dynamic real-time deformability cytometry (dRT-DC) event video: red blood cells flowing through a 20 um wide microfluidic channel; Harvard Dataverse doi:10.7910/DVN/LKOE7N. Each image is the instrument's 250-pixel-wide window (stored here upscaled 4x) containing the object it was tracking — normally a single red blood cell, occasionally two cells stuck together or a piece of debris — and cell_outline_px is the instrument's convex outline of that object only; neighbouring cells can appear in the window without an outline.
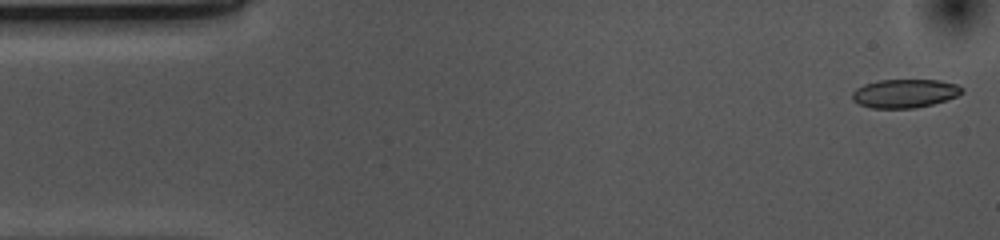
{"species": "common noctule bat (a hibernating species)", "species_latin": "Nyctalus noctula", "temperature_condition": "cold", "stored_images_in_passage": 52, "camera_frame_rate_fps": 3000, "um_per_image_px": 0.085, "animal": {"sex": "female", "body_mass_g": 10.0, "forearm_length_mm": 53.1}, "frame": {"image": 1, "passage_image": 1, "time_ms": 0.0, "image_size_px": [1000, 240], "cell_outline_px": [[964, 92], [956, 96], [932, 104], [916, 108], [872, 108], [860, 104], [852, 100], [852, 92], [856, 88], [864, 84], [880, 80], [940, 80], [956, 84], [964, 88]], "centroid_in_image_um": [76.9, 7.93], "position_along_channel_um": 8.1, "area_um2": 18.26}}
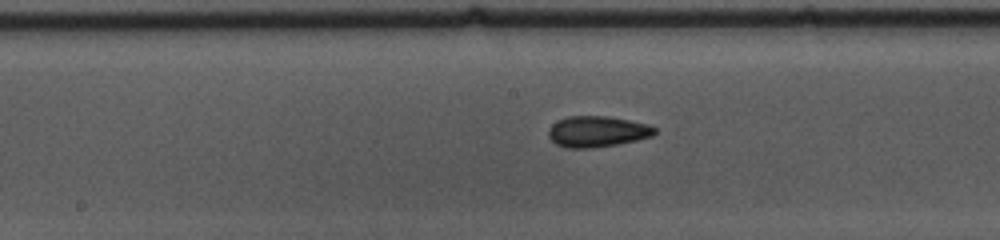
{"frame": {"image": 2, "passage_image": 25, "time_ms": 8.0, "image_size_px": [1000, 240], "cell_outline_px": [[656, 132], [652, 136], [636, 140], [616, 144], [592, 148], [568, 148], [556, 144], [548, 136], [548, 128], [556, 120], [568, 116], [608, 116], [648, 124], [656, 128]], "centroid_in_image_um": [50.73, 11.17], "position_along_channel_um": 197.5, "area_um2": 19.19}}
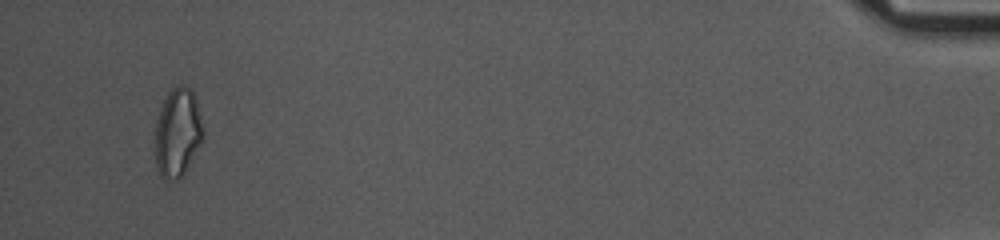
{"frame": {"image": 3, "passage_image": 50, "time_ms": 16.333, "image_size_px": [1000, 240], "cell_outline_px": [[204, 136], [184, 172], [176, 180], [160, 176], [156, 168], [156, 120], [160, 108], [168, 92], [176, 84], [184, 84], [192, 88], [196, 100], [204, 132]], "centroid_in_image_um": [15.09, 11.2], "position_along_channel_um": 420.1, "area_um2": 24.57}, "authors_computed_cell_mechanics": {"area_um2": 18.785, "velocity_mm_per_s": 3.6993, "shape_relaxation_time_tau1_ms": null, "shape_relaxation_time_tau2_ms": 3.2152, "deformation_change_tau1": null, "deformation_change_tau2": 0.0837}}